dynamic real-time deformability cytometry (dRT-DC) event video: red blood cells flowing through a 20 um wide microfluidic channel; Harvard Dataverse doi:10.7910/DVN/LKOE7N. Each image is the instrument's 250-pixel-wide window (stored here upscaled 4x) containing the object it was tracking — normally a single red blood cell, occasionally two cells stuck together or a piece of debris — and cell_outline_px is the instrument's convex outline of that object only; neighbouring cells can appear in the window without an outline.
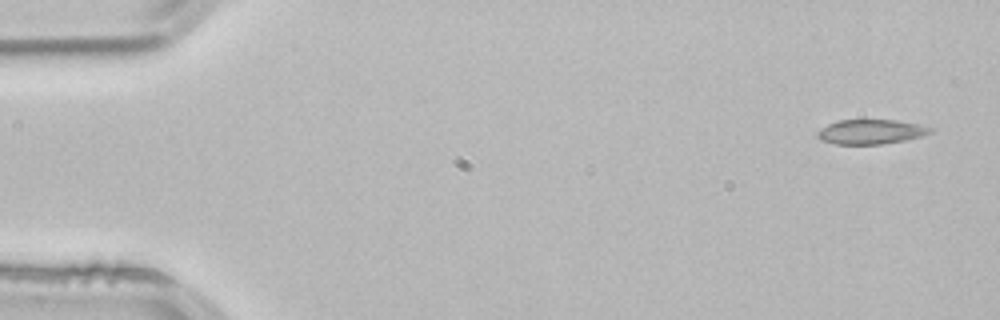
{"species": "common noctule bat (a hibernating species)", "species_latin": "Nyctalus noctula", "temperature_condition": "room temperature", "stored_images_in_passage": 50, "camera_frame_rate_fps": 3000, "um_per_image_px": 0.085, "animal": {"sex": "male", "body_mass_g": 21.5, "forearm_length_mm": 52.0}, "frame": {"image": 1, "passage_image": 1, "time_ms": 0.0, "image_size_px": [1000, 320], "cell_outline_px": [[932, 132], [920, 136], [904, 140], [884, 144], [836, 144], [820, 140], [816, 136], [816, 132], [820, 128], [828, 124], [840, 120], [896, 120], [920, 124], [932, 128]], "centroid_in_image_um": [73.99, 11.2], "position_along_channel_um": 11.0, "area_um2": 16.18}}
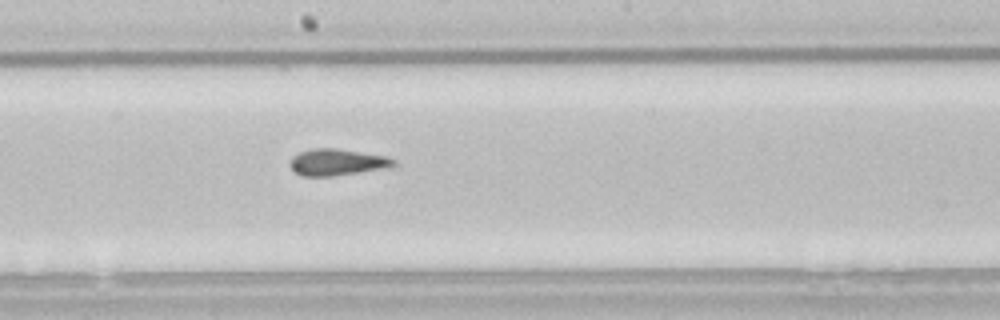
{"frame": {"image": 2, "passage_image": 27, "time_ms": 8.667, "image_size_px": [1000, 320], "cell_outline_px": [[396, 164], [388, 168], [332, 176], [304, 176], [296, 172], [288, 164], [292, 156], [300, 152], [312, 148], [336, 148], [384, 156], [396, 160]], "centroid_in_image_um": [28.63, 13.78], "position_along_channel_um": 219.6, "area_um2": 15.95}}
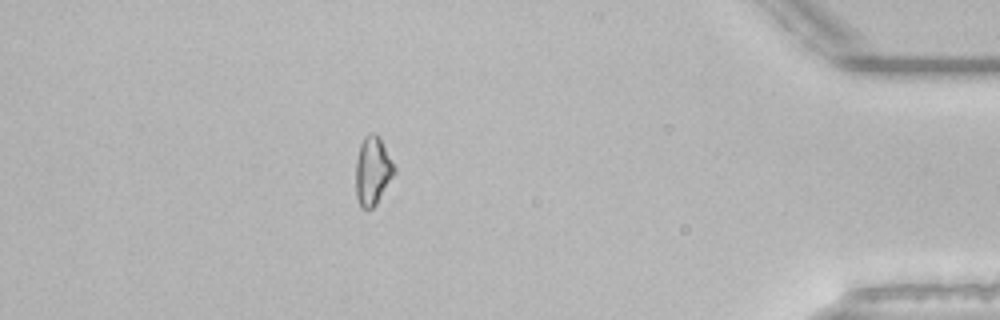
{"frame": {"image": 3, "passage_image": 45, "time_ms": 14.667, "image_size_px": [1000, 320], "cell_outline_px": [[396, 172], [376, 204], [372, 208], [360, 208], [356, 196], [356, 160], [360, 144], [364, 136], [372, 132], [376, 132], [380, 136], [396, 168]], "centroid_in_image_um": [31.68, 14.49], "position_along_channel_um": 403.5, "area_um2": 15.55}, "authors_computed_cell_mechanics": {"area_um2": 15.7794, "velocity_mm_per_s": 3.8442, "shape_relaxation_time_tau1_ms": null, "shape_relaxation_time_tau2_ms": 2.7892, "deformation_change_tau1": null, "deformation_change_tau2": 0.0613}}